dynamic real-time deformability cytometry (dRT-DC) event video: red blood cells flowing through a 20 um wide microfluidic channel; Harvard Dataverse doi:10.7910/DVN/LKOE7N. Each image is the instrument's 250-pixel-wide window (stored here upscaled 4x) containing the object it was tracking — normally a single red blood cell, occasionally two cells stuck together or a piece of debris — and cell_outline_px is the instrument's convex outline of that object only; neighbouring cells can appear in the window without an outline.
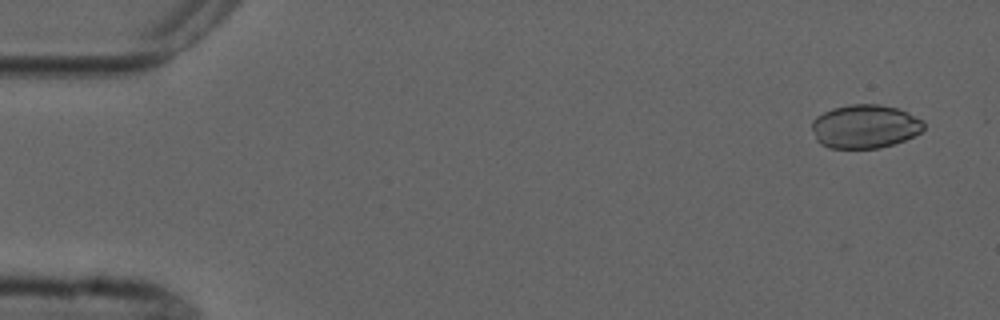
{"species": "common noctule bat (a hibernating species)", "species_latin": "Nyctalus noctula", "temperature_condition": "cold", "stored_images_in_passage": 5, "camera_frame_rate_fps": 3000, "um_per_image_px": 0.085, "animal": {"sex": "male", "forearm_length_mm": 52.5}, "frame": {"image": 1, "passage_image": 1, "time_ms": 0.0, "image_size_px": [1000, 320], "cell_outline_px": [[924, 128], [920, 132], [904, 140], [880, 148], [828, 148], [820, 144], [816, 140], [812, 128], [812, 120], [816, 116], [832, 108], [848, 104], [880, 104], [896, 108], [908, 112], [924, 120]], "centroid_in_image_um": [73.5, 10.74], "position_along_channel_um": 11.5, "area_um2": 28.61}}